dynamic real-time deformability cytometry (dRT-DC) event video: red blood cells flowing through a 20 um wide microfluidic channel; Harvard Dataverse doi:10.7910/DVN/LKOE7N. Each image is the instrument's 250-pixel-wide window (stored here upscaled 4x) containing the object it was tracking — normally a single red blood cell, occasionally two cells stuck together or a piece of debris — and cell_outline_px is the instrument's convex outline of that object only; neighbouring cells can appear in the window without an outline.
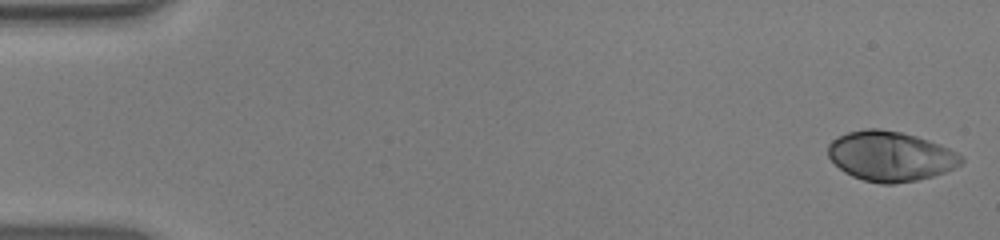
{"species": "human", "species_latin": "Homo sapiens", "temperature_condition": "warm", "stored_images_in_passage": 8, "camera_frame_rate_fps": 3000, "um_per_image_px": 0.085, "donor": {"sex": "male"}, "frame": {"image": 1, "passage_image": 1, "time_ms": 0.0, "image_size_px": [1000, 240], "cell_outline_px": [[964, 160], [956, 168], [932, 176], [916, 180], [892, 184], [880, 184], [864, 180], [852, 176], [844, 172], [828, 156], [828, 144], [832, 140], [848, 132], [864, 128], [880, 128], [900, 132], [916, 136], [928, 140], [948, 148], [964, 156]], "centroid_in_image_um": [75.69, 13.27], "position_along_channel_um": 9.3, "area_um2": 38.61}}